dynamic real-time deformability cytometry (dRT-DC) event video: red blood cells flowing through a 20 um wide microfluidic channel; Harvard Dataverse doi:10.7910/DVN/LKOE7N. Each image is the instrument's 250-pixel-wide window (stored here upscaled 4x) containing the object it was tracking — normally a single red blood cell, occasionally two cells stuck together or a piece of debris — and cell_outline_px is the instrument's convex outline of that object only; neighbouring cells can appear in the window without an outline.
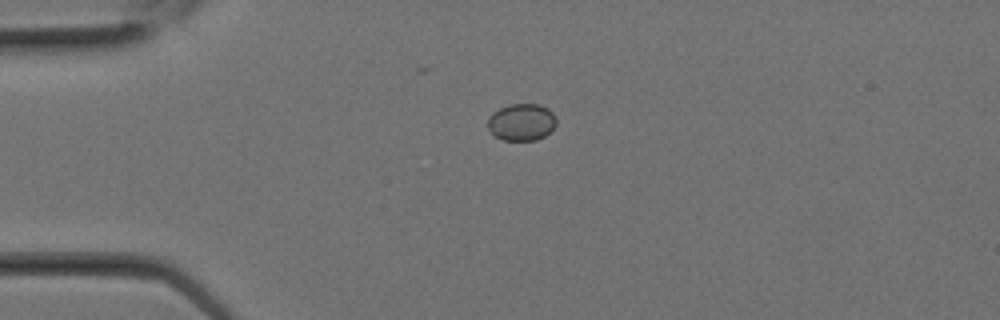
{"species": "Egyptian fruit bat (a non-hibernating species)", "species_latin": "Rousettus aegyptiacus", "temperature_condition": "room temperature", "stored_images_in_passage": 1, "camera_frame_rate_fps": 3000, "um_per_image_px": 0.085, "animal": {"sex": "female"}, "frame": {"image": 1, "passage_image": 1, "time_ms": 0.0, "image_size_px": [1000, 320], "cell_outline_px": [[556, 124], [544, 136], [536, 140], [504, 140], [496, 136], [488, 128], [488, 116], [492, 112], [508, 104], [536, 104], [548, 108], [556, 116]], "centroid_in_image_um": [44.32, 10.36], "position_along_channel_um": 40.7, "area_um2": 14.74}}